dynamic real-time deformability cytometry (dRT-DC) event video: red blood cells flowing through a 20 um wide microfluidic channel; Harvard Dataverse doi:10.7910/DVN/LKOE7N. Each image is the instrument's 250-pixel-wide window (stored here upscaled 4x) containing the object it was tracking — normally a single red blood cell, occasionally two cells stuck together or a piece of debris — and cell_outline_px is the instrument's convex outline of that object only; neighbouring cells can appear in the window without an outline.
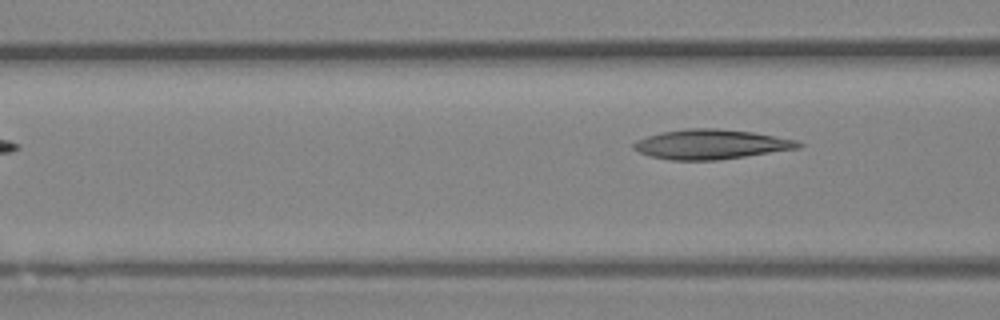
{"species": "Egyptian fruit bat (a non-hibernating species)", "species_latin": "Rousettus aegyptiacus", "temperature_condition": "room temperature", "stored_images_in_passage": 5, "camera_frame_rate_fps": 3000, "um_per_image_px": 0.085, "animal": {"sex": "female"}, "frame": {"image": 1, "passage_image": 5, "time_ms": 1.333, "image_size_px": [1000, 320], "cell_outline_px": [[804, 144], [800, 148], [716, 160], [672, 160], [648, 156], [632, 148], [632, 144], [636, 140], [660, 132], [684, 128], [716, 128], [752, 132], [796, 140]], "centroid_in_image_um": [60.39, 12.26], "position_along_channel_um": 106.2, "area_um2": 28.44}}